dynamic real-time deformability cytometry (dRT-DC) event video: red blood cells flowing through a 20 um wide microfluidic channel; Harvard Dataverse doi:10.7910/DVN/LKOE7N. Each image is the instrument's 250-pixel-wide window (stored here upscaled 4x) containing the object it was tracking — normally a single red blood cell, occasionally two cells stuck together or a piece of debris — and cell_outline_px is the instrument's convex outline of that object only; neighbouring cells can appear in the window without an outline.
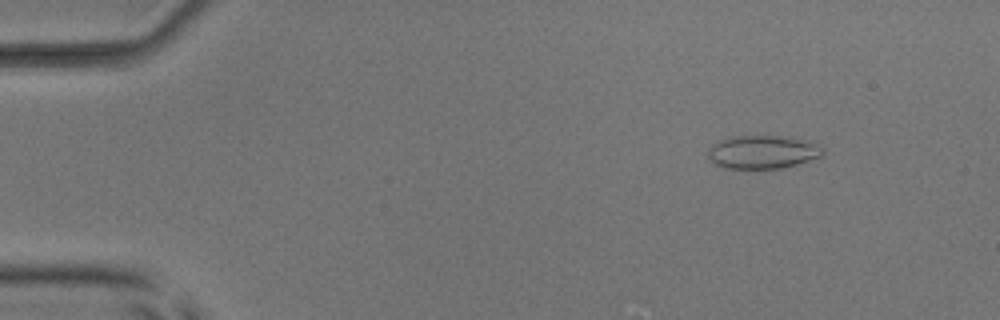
{"species": "common noctule bat (a hibernating species)", "species_latin": "Nyctalus noctula", "temperature_condition": "room temperature", "stored_images_in_passage": 16, "camera_frame_rate_fps": 3000, "um_per_image_px": 0.085, "animal": {"sex": "male", "body_mass_g": 17.9, "forearm_length_mm": 54.2}, "frame": {"image": 1, "passage_image": 7, "time_ms": 2.0, "image_size_px": [1000, 320], "cell_outline_px": [[824, 152], [820, 156], [784, 168], [724, 168], [716, 164], [708, 156], [708, 148], [712, 144], [720, 140], [732, 136], [788, 136], [816, 144]], "centroid_in_image_um": [64.77, 12.91], "position_along_channel_um": 20.2, "area_um2": 21.96}}